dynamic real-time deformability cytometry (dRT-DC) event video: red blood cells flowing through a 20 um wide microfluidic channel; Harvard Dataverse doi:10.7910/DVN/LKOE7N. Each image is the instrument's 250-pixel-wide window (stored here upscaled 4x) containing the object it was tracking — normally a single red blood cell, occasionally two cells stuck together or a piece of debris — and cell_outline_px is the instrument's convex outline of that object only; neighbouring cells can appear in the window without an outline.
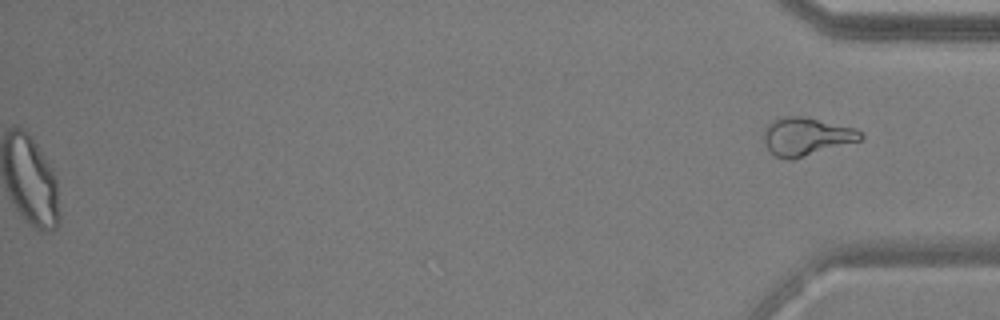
{"species": "common noctule bat (a hibernating species)", "species_latin": "Nyctalus noctula", "temperature_condition": "warm", "stored_images_in_passage": 55, "segment_of_instrument_passage": [2, 2], "camera_frame_rate_fps": 3000, "um_per_image_px": 0.085, "animal": {"sex": "male", "body_mass_g": 17.9, "forearm_length_mm": 54.2}, "frame": {"image": 1, "passage_image": 55, "time_ms": 18.0, "image_size_px": [1000, 320], "cell_outline_px": [[864, 136], [860, 140], [788, 160], [784, 160], [776, 156], [768, 148], [764, 140], [764, 128], [772, 120], [780, 116], [804, 116], [856, 128], [864, 132]], "centroid_in_image_um": [68.53, 11.57], "position_along_channel_um": 366.7, "area_um2": 21.27}}